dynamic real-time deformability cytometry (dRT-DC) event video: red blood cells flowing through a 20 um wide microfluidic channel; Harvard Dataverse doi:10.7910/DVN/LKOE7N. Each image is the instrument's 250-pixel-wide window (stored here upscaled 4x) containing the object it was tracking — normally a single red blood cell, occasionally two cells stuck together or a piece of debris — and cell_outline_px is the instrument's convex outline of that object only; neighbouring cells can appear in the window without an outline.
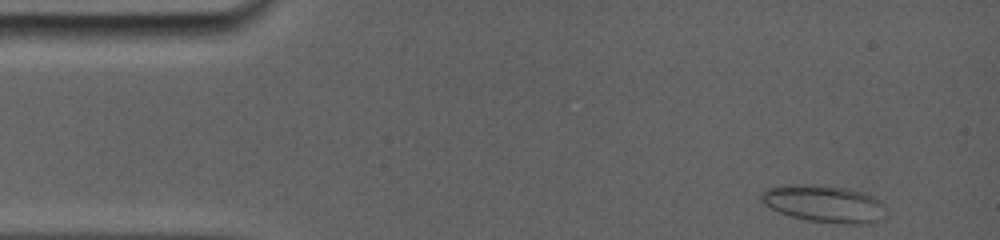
{"species": "common noctule bat (a hibernating species)", "species_latin": "Nyctalus noctula", "temperature_condition": "room temperature", "stored_images_in_passage": 34, "camera_frame_rate_fps": 5000, "um_per_image_px": 0.085, "animal": {"sex": "female", "body_mass_g": 19.0, "forearm_length_mm": 56.7}, "frame": {"image": 1, "passage_image": 1, "time_ms": 0.0, "image_size_px": [1000, 240], "cell_outline_px": [[884, 208], [868, 224], [844, 224], [808, 220], [792, 216], [780, 212], [764, 204], [756, 196], [760, 192], [768, 188], [840, 188], [860, 192], [876, 196], [884, 204]], "centroid_in_image_um": [70.02, 17.37], "position_along_channel_um": 15.0, "area_um2": 25.09}}
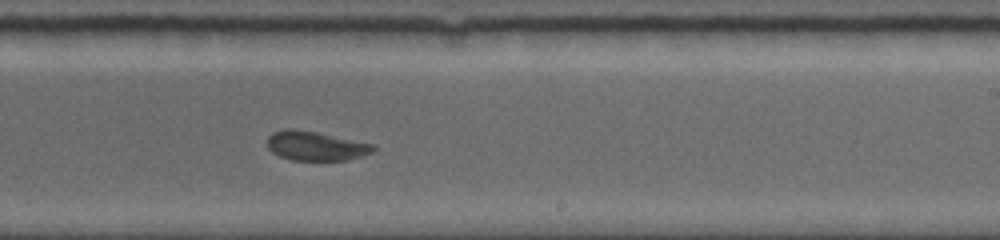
{"frame": {"image": 2, "passage_image": 22, "time_ms": 8.8, "image_size_px": [1000, 240], "cell_outline_px": [[376, 148], [372, 152], [348, 160], [292, 160], [280, 156], [272, 152], [268, 148], [268, 136], [272, 132], [288, 128], [292, 128], [316, 132], [372, 144]], "centroid_in_image_um": [26.79, 12.4], "position_along_channel_um": 262.2, "area_um2": 17.86}}
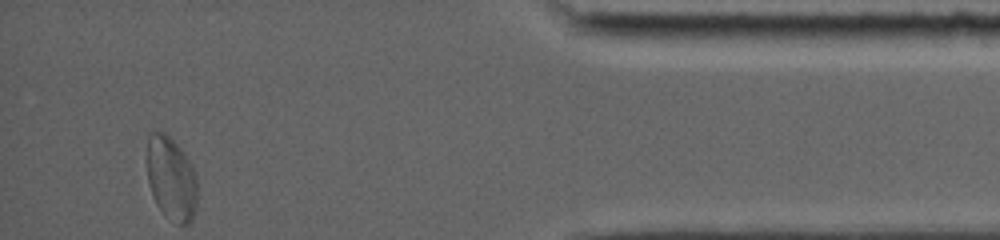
{"frame": {"image": 3, "passage_image": 34, "time_ms": 14.0, "image_size_px": [1000, 240], "cell_outline_px": [[196, 208], [192, 220], [188, 224], [176, 224], [164, 216], [156, 204], [152, 196], [148, 184], [148, 136], [152, 132], [164, 132], [184, 152], [196, 176]], "centroid_in_image_um": [14.55, 15.23], "position_along_channel_um": 420.6, "area_um2": 24.45}, "authors_computed_cell_mechanics": {"area_um2": 18.3226, "velocity_mm_per_s": 3.8183, "shape_relaxation_time_tau1_ms": null, "shape_relaxation_time_tau2_ms": 2.7875, "deformation_change_tau1": null, "deformation_change_tau2": 0.0644}}